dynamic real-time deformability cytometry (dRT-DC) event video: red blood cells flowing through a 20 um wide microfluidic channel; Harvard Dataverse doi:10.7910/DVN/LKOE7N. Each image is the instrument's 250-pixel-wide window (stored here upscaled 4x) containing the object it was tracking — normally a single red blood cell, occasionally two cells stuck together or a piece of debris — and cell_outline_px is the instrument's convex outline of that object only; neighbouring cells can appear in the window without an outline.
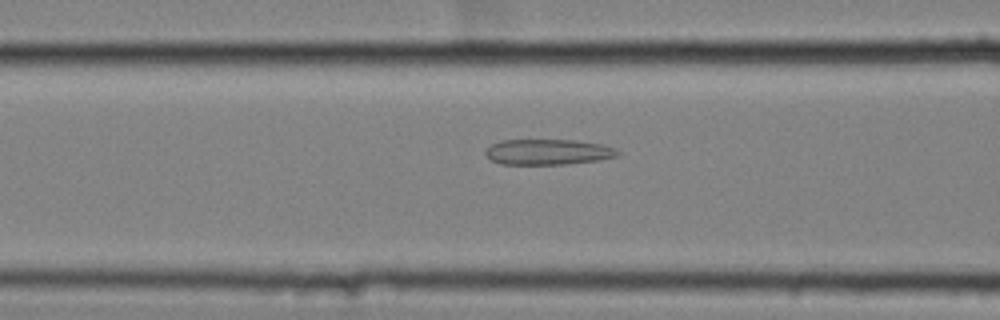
{"species": "common noctule bat (a hibernating species)", "species_latin": "Nyctalus noctula", "temperature_condition": "cold", "stored_images_in_passage": 40, "camera_frame_rate_fps": 3000, "um_per_image_px": 0.085, "animal": {"sex": "female", "body_mass_g": 25.1}, "frame": {"image": 1, "passage_image": 7, "time_ms": 2.0, "image_size_px": [1000, 320], "cell_outline_px": [[620, 152], [616, 156], [596, 160], [564, 164], [500, 164], [492, 160], [484, 152], [492, 144], [500, 140], [576, 140], [600, 144], [612, 148]], "centroid_in_image_um": [46.53, 12.91], "position_along_channel_um": 120.1, "area_um2": 19.36}}
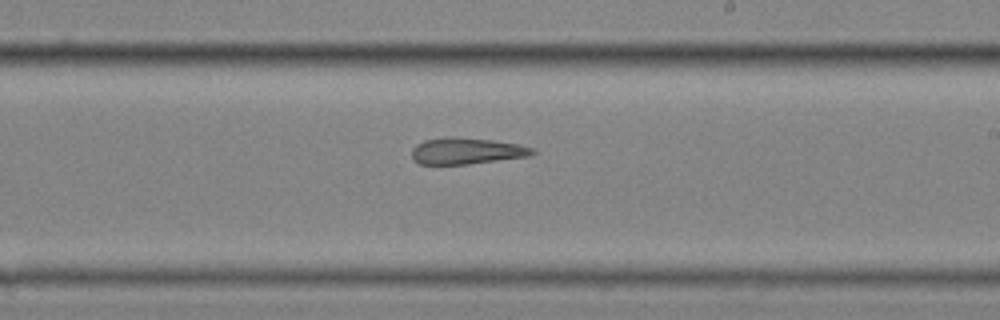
{"frame": {"image": 2, "passage_image": 18, "time_ms": 5.667, "image_size_px": [1000, 320], "cell_outline_px": [[536, 152], [528, 156], [468, 164], [420, 164], [412, 160], [412, 148], [416, 144], [424, 140], [492, 140], [520, 144], [532, 148]], "centroid_in_image_um": [39.67, 12.88], "position_along_channel_um": 249.3, "area_um2": 17.57}}
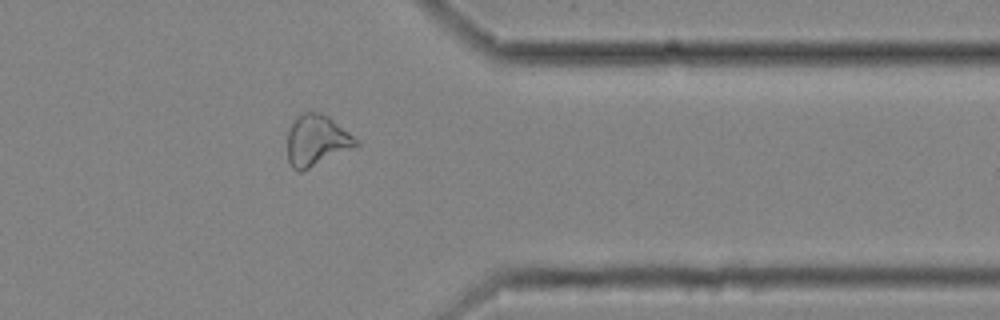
{"frame": {"image": 3, "passage_image": 30, "time_ms": 9.667, "image_size_px": [1000, 320], "cell_outline_px": [[360, 144], [300, 172], [292, 168], [288, 160], [288, 128], [296, 116], [304, 112], [320, 112], [328, 116], [348, 132]], "centroid_in_image_um": [26.86, 11.92], "position_along_channel_um": 384.5, "area_um2": 20.0}}